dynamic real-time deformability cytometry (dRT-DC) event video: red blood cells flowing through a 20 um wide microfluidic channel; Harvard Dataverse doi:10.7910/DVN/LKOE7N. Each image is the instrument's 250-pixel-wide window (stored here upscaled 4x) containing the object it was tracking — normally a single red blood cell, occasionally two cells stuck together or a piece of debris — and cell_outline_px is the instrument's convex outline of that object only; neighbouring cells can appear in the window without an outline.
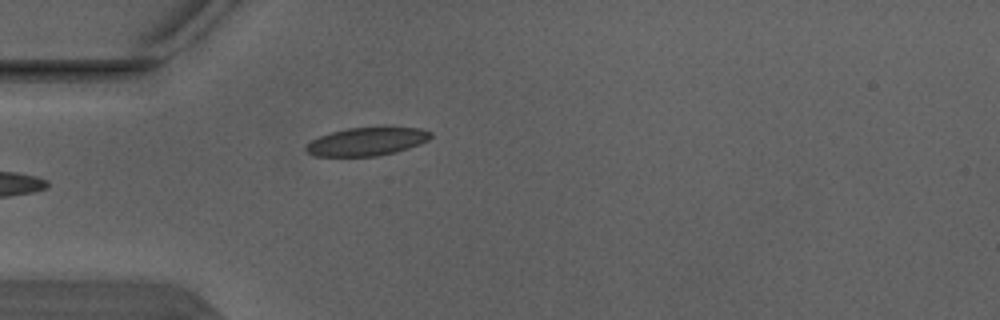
{"species": "Egyptian fruit bat (a non-hibernating species)", "species_latin": "Rousettus aegyptiacus", "temperature_condition": "warm", "stored_images_in_passage": 2, "camera_frame_rate_fps": 3000, "um_per_image_px": 0.085, "animal": {"sex": "male"}, "frame": {"image": 1, "passage_image": 2, "time_ms": 0.333, "image_size_px": [1000, 320], "cell_outline_px": [[432, 136], [428, 140], [420, 144], [396, 152], [376, 156], [312, 156], [304, 148], [312, 140], [320, 136], [332, 132], [348, 128], [420, 128], [432, 132]], "centroid_in_image_um": [31.18, 12.04], "position_along_channel_um": 53.8, "area_um2": 20.23}}